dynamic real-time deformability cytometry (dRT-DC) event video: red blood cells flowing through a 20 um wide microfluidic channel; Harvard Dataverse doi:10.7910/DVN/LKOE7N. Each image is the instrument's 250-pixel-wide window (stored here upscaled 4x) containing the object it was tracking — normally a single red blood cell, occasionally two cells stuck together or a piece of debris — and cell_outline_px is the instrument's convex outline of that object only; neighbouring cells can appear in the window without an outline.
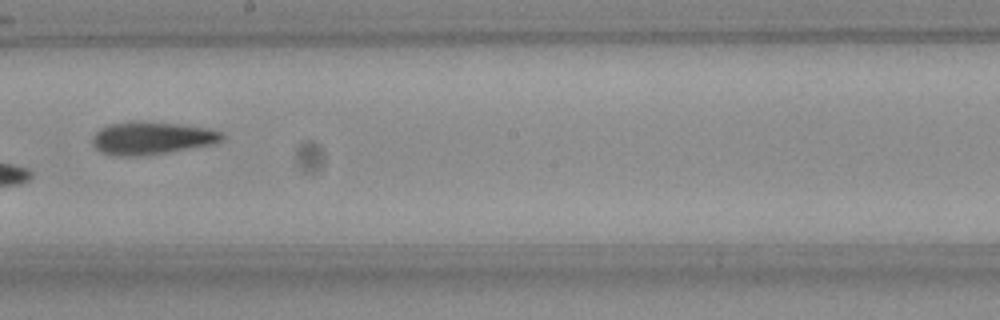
{"species": "Egyptian fruit bat (a non-hibernating species)", "species_latin": "Rousettus aegyptiacus", "temperature_condition": "room temperature", "stored_images_in_passage": 7, "camera_frame_rate_fps": 3000, "um_per_image_px": 0.085, "frame": {"image": 1, "passage_image": 7, "time_ms": 2.0, "image_size_px": [1000, 320], "cell_outline_px": [[224, 140], [212, 144], [164, 152], [132, 156], [120, 156], [100, 152], [92, 144], [92, 136], [100, 128], [108, 124], [132, 120], [144, 120], [180, 124], [208, 128], [224, 132]], "centroid_in_image_um": [12.87, 11.7], "position_along_channel_um": 235.3, "area_um2": 24.85}}